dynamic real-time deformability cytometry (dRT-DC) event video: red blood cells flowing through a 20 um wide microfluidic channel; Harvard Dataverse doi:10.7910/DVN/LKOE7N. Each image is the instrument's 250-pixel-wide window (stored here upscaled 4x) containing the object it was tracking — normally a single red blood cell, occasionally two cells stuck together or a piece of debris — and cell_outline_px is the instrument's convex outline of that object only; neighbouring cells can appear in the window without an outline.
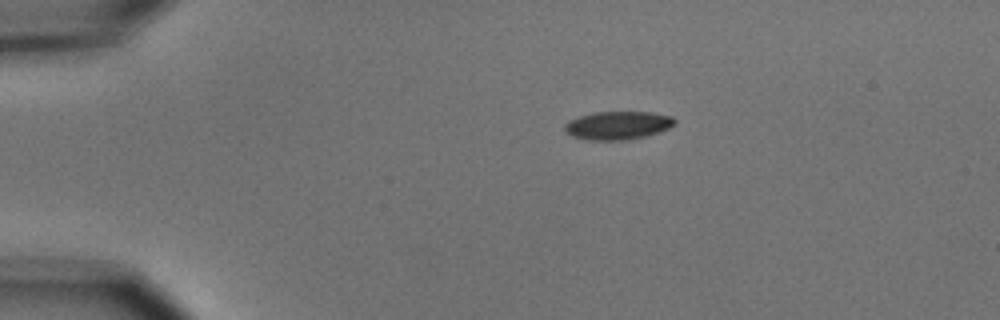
{"species": "common noctule bat (a hibernating species)", "species_latin": "Nyctalus noctula", "temperature_condition": "cold", "stored_images_in_passage": 4, "camera_frame_rate_fps": 3000, "um_per_image_px": 0.085, "animal": {"sex": "male", "body_mass_g": 15.6}, "frame": {"image": 1, "passage_image": 1, "time_ms": 0.0, "image_size_px": [1000, 320], "cell_outline_px": [[676, 124], [660, 132], [644, 136], [624, 140], [588, 140], [572, 136], [564, 132], [564, 124], [568, 120], [592, 112], [652, 112], [672, 116], [676, 120]], "centroid_in_image_um": [52.5, 10.65], "position_along_channel_um": 32.5, "area_um2": 18.26}}
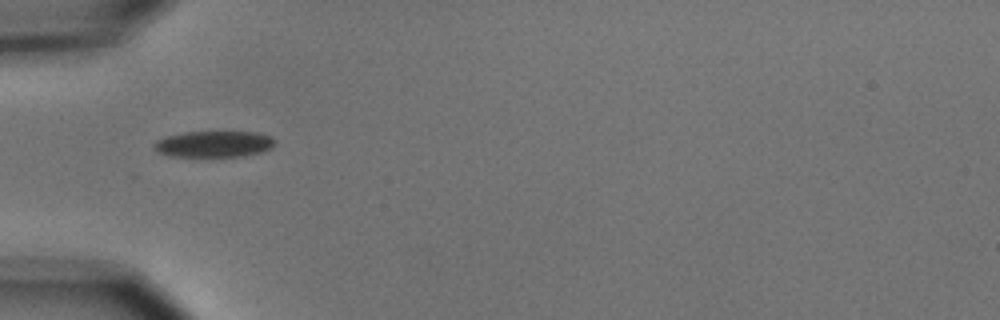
{"frame": {"image": 2, "passage_image": 3, "time_ms": 2.333, "image_size_px": [1000, 320], "cell_outline_px": [[276, 140], [272, 148], [260, 152], [244, 156], [168, 156], [152, 148], [152, 144], [156, 140], [168, 136], [184, 132], [256, 132], [272, 136]], "centroid_in_image_um": [18.19, 12.24], "position_along_channel_um": 66.8, "area_um2": 18.5}}
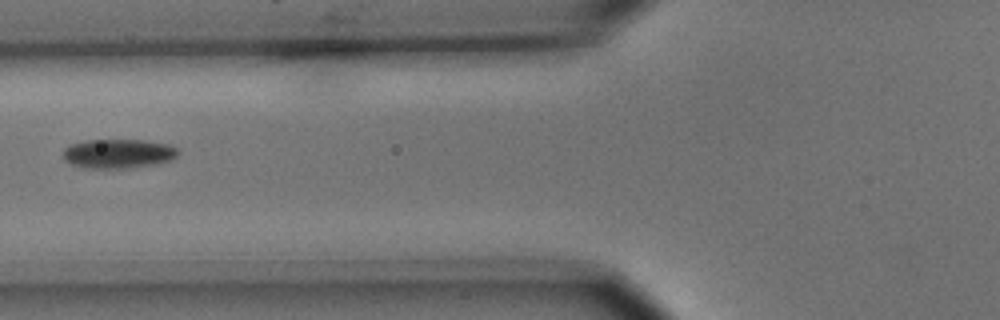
{"frame": {"image": 3, "passage_image": 4, "time_ms": 3.667, "image_size_px": [1000, 320], "cell_outline_px": [[180, 152], [172, 160], [152, 164], [124, 168], [80, 168], [64, 160], [64, 148], [68, 144], [84, 140], [144, 140], [168, 144], [180, 148]], "centroid_in_image_um": [10.04, 13.05], "position_along_channel_um": 115.8, "area_um2": 19.77}}